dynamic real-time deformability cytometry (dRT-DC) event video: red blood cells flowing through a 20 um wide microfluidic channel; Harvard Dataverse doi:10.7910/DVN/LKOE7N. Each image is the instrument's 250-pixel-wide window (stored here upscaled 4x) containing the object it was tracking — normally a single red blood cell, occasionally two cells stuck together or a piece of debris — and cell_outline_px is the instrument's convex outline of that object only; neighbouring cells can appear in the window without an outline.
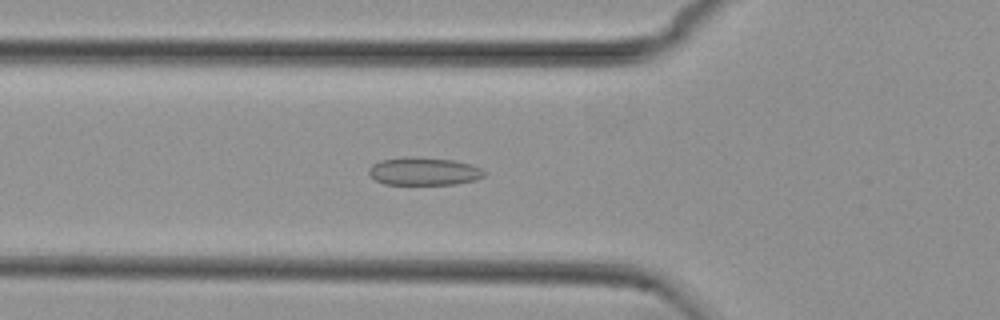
{"species": "common noctule bat (a hibernating species)", "species_latin": "Nyctalus noctula", "temperature_condition": "cold", "stored_images_in_passage": 54, "camera_frame_rate_fps": 3000, "um_per_image_px": 0.085, "animal": {"sex": "female", "body_mass_g": 29.2, "forearm_length_mm": 56.3}, "frame": {"image": 1, "passage_image": 19, "time_ms": 6.0, "image_size_px": [1000, 320], "cell_outline_px": [[488, 172], [484, 176], [476, 180], [456, 184], [384, 184], [376, 180], [368, 172], [368, 168], [372, 164], [380, 160], [404, 156], [416, 156], [452, 160], [472, 164]], "centroid_in_image_um": [36.04, 14.55], "position_along_channel_um": 89.8, "area_um2": 19.02}}
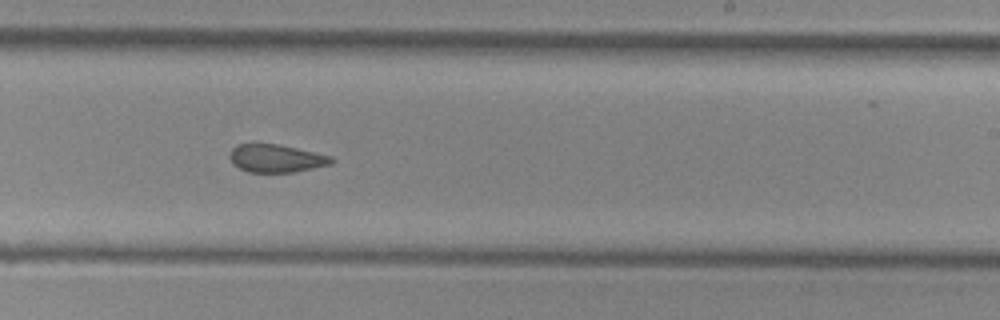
{"frame": {"image": 2, "passage_image": 33, "time_ms": 10.667, "image_size_px": [1000, 320], "cell_outline_px": [[336, 160], [332, 164], [292, 172], [248, 172], [232, 164], [228, 156], [228, 152], [236, 144], [276, 144], [296, 148], [332, 156]], "centroid_in_image_um": [23.44, 13.46], "position_along_channel_um": 265.6, "area_um2": 16.59}}
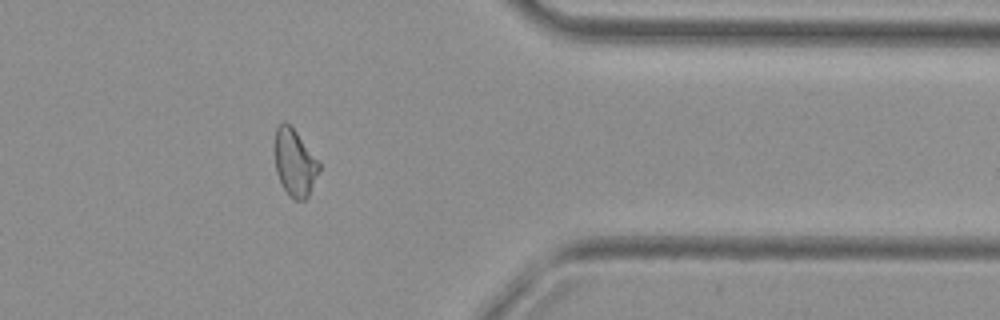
{"frame": {"image": 3, "passage_image": 44, "time_ms": 14.333, "image_size_px": [1000, 320], "cell_outline_px": [[320, 168], [308, 196], [304, 200], [296, 200], [288, 196], [276, 172], [276, 128], [284, 120], [296, 132], [320, 164]], "centroid_in_image_um": [25.05, 13.86], "position_along_channel_um": 386.3, "area_um2": 16.7}, "authors_computed_cell_mechanics": {"area_um2": 18.2359, "velocity_mm_per_s": 3.7568, "shape_relaxation_time_tau1_ms": null, "shape_relaxation_time_tau2_ms": 1.7447, "deformation_change_tau1": null, "deformation_change_tau2": 0.0813}}